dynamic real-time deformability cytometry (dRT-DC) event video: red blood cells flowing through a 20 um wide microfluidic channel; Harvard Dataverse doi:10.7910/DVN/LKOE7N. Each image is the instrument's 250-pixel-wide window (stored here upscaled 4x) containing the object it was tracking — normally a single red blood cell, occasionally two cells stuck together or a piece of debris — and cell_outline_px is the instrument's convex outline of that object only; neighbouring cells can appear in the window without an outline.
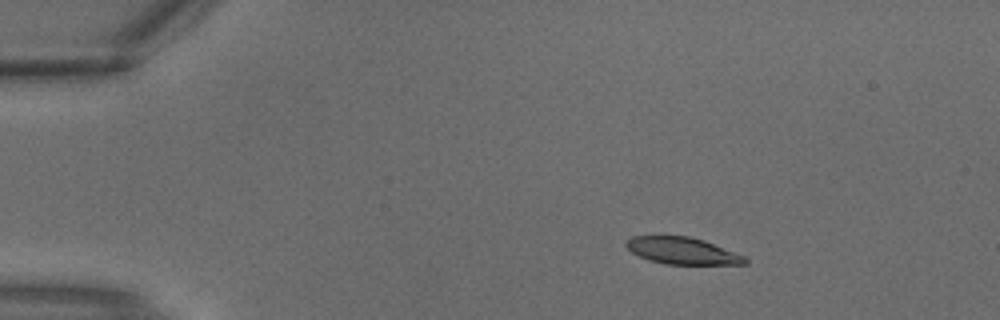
{"species": "common noctule bat (a hibernating species)", "species_latin": "Nyctalus noctula", "temperature_condition": "warm", "stored_images_in_passage": 3, "camera_frame_rate_fps": 3000, "um_per_image_px": 0.085, "animal": {"sex": "male", "body_mass_g": 18.8}, "frame": {"image": 1, "passage_image": 2, "time_ms": 0.333, "image_size_px": [1000, 320], "cell_outline_px": [[748, 264], [664, 264], [648, 260], [632, 252], [624, 244], [624, 240], [632, 236], [688, 236], [704, 240], [744, 256], [748, 260]], "centroid_in_image_um": [57.96, 21.31], "position_along_channel_um": 27.0, "area_um2": 18.55}}